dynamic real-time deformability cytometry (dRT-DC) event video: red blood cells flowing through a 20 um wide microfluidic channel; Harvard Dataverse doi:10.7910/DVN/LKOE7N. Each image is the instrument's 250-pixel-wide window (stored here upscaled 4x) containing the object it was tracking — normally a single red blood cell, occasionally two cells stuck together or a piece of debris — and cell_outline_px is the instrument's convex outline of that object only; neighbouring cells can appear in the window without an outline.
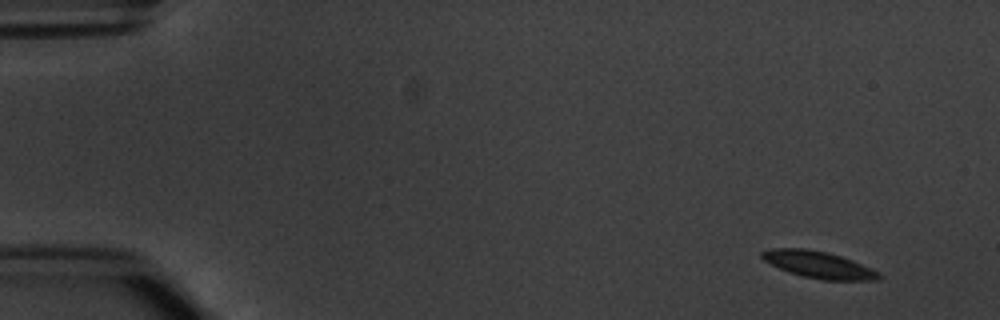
{"species": "common noctule bat (a hibernating species)", "species_latin": "Nyctalus noctula", "temperature_condition": "warm", "stored_images_in_passage": 9, "camera_frame_rate_fps": 3000, "um_per_image_px": 0.085, "animal": {"sex": "male", "body_mass_g": 20.1, "forearm_length_mm": 53.5}, "frame": {"image": 1, "passage_image": 1, "time_ms": 0.0, "image_size_px": [1000, 320], "cell_outline_px": [[884, 276], [880, 280], [824, 280], [804, 276], [788, 272], [764, 260], [760, 256], [760, 252], [768, 248], [804, 248], [828, 252], [852, 260], [872, 268], [880, 272]], "centroid_in_image_um": [69.61, 22.49], "position_along_channel_um": 15.4, "area_um2": 18.38}}
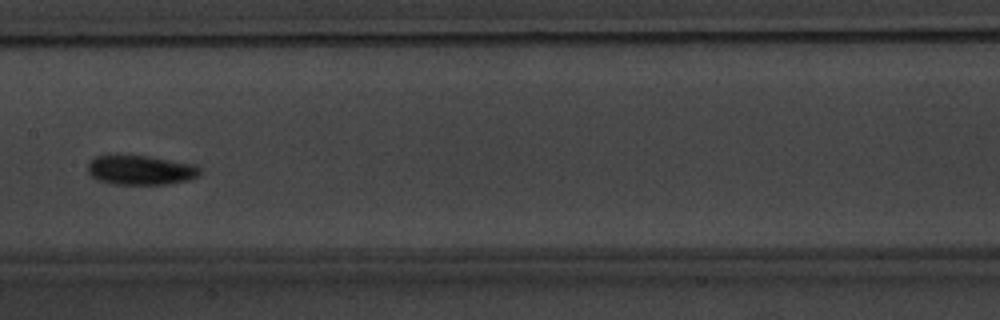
{"frame": {"image": 2, "passage_image": 8, "time_ms": 8.0, "image_size_px": [1000, 320], "cell_outline_px": [[200, 172], [196, 176], [188, 180], [168, 184], [112, 184], [96, 180], [88, 172], [88, 164], [96, 156], [152, 156], [196, 164], [200, 168]], "centroid_in_image_um": [11.98, 14.46], "position_along_channel_um": 195.4, "area_um2": 19.25}}